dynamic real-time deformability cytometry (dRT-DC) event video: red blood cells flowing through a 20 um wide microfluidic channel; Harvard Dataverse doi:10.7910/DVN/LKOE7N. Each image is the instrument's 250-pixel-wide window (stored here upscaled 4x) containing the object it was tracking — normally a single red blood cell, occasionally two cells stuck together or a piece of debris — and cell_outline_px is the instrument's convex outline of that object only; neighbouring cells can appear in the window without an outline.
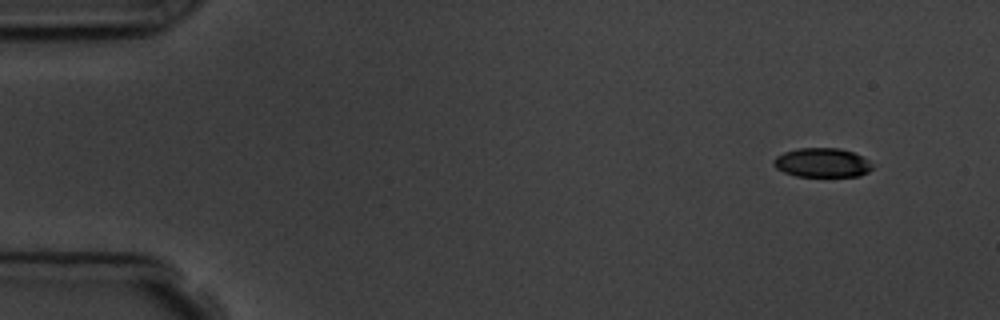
{"species": "common noctule bat (a hibernating species)", "species_latin": "Nyctalus noctula", "temperature_condition": "room temperature", "stored_images_in_passage": 14, "camera_frame_rate_fps": 3000, "um_per_image_px": 0.085, "animal": {"sex": "male", "body_mass_g": 19.5, "forearm_length_mm": 54.6}, "frame": {"image": 1, "passage_image": 1, "time_ms": 0.0, "image_size_px": [1000, 320], "cell_outline_px": [[872, 168], [868, 172], [860, 176], [796, 176], [784, 172], [776, 168], [772, 164], [772, 160], [776, 156], [784, 152], [796, 148], [840, 148], [852, 152], [868, 160], [872, 164]], "centroid_in_image_um": [69.85, 13.82], "position_along_channel_um": 15.2, "area_um2": 16.82}}
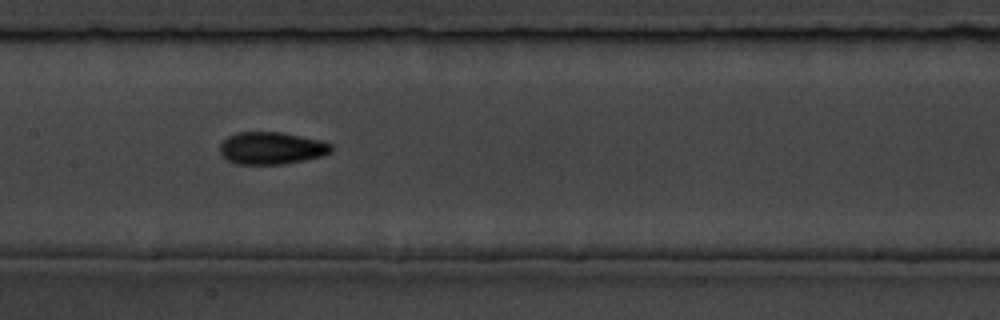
{"frame": {"image": 2, "passage_image": 7, "time_ms": 7.667, "image_size_px": [1000, 320], "cell_outline_px": [[332, 152], [324, 156], [284, 164], [236, 164], [228, 160], [220, 152], [220, 144], [228, 136], [236, 132], [280, 132], [320, 140], [332, 144]], "centroid_in_image_um": [23.09, 12.59], "position_along_channel_um": 184.3, "area_um2": 20.98}, "authors_computed_cell_mechanics": {"area_um2": 19.8254, "velocity_mm_per_s": 3.6674, "shape_relaxation_time_tau1_ms": 3.8663, "shape_relaxation_time_tau2_ms": 1.6454, "deformation_change_tau1": 0.1118, "deformation_change_tau2": 0.0727}}